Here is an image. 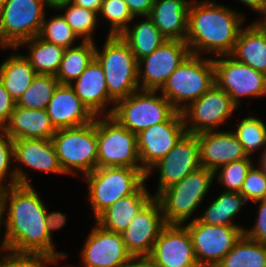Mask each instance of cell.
Wrapping results in <instances>:
<instances>
[{
	"label": "cell",
	"mask_w": 266,
	"mask_h": 267,
	"mask_svg": "<svg viewBox=\"0 0 266 267\" xmlns=\"http://www.w3.org/2000/svg\"><path fill=\"white\" fill-rule=\"evenodd\" d=\"M16 103L0 81V129L8 123Z\"/></svg>",
	"instance_id": "cell-44"
},
{
	"label": "cell",
	"mask_w": 266,
	"mask_h": 267,
	"mask_svg": "<svg viewBox=\"0 0 266 267\" xmlns=\"http://www.w3.org/2000/svg\"><path fill=\"white\" fill-rule=\"evenodd\" d=\"M98 14L110 22L108 35L111 36L121 35L135 18L124 0H104Z\"/></svg>",
	"instance_id": "cell-40"
},
{
	"label": "cell",
	"mask_w": 266,
	"mask_h": 267,
	"mask_svg": "<svg viewBox=\"0 0 266 267\" xmlns=\"http://www.w3.org/2000/svg\"><path fill=\"white\" fill-rule=\"evenodd\" d=\"M197 135L201 167L216 171L219 167L248 157L234 132L207 131Z\"/></svg>",
	"instance_id": "cell-20"
},
{
	"label": "cell",
	"mask_w": 266,
	"mask_h": 267,
	"mask_svg": "<svg viewBox=\"0 0 266 267\" xmlns=\"http://www.w3.org/2000/svg\"><path fill=\"white\" fill-rule=\"evenodd\" d=\"M214 84L213 59L190 54L173 71L160 93L176 111L182 112Z\"/></svg>",
	"instance_id": "cell-4"
},
{
	"label": "cell",
	"mask_w": 266,
	"mask_h": 267,
	"mask_svg": "<svg viewBox=\"0 0 266 267\" xmlns=\"http://www.w3.org/2000/svg\"><path fill=\"white\" fill-rule=\"evenodd\" d=\"M246 201H257L266 198V174L254 165L250 168L240 192Z\"/></svg>",
	"instance_id": "cell-42"
},
{
	"label": "cell",
	"mask_w": 266,
	"mask_h": 267,
	"mask_svg": "<svg viewBox=\"0 0 266 267\" xmlns=\"http://www.w3.org/2000/svg\"><path fill=\"white\" fill-rule=\"evenodd\" d=\"M262 153H266V142H265V149H263Z\"/></svg>",
	"instance_id": "cell-56"
},
{
	"label": "cell",
	"mask_w": 266,
	"mask_h": 267,
	"mask_svg": "<svg viewBox=\"0 0 266 267\" xmlns=\"http://www.w3.org/2000/svg\"><path fill=\"white\" fill-rule=\"evenodd\" d=\"M14 159L32 169L65 174L51 139H18L13 141Z\"/></svg>",
	"instance_id": "cell-25"
},
{
	"label": "cell",
	"mask_w": 266,
	"mask_h": 267,
	"mask_svg": "<svg viewBox=\"0 0 266 267\" xmlns=\"http://www.w3.org/2000/svg\"><path fill=\"white\" fill-rule=\"evenodd\" d=\"M75 81L69 85L94 116H101L108 104H114L108 96L105 73L95 58Z\"/></svg>",
	"instance_id": "cell-22"
},
{
	"label": "cell",
	"mask_w": 266,
	"mask_h": 267,
	"mask_svg": "<svg viewBox=\"0 0 266 267\" xmlns=\"http://www.w3.org/2000/svg\"><path fill=\"white\" fill-rule=\"evenodd\" d=\"M95 49V59L105 73L109 98L114 102L140 90L138 61L120 35H108L102 51Z\"/></svg>",
	"instance_id": "cell-3"
},
{
	"label": "cell",
	"mask_w": 266,
	"mask_h": 267,
	"mask_svg": "<svg viewBox=\"0 0 266 267\" xmlns=\"http://www.w3.org/2000/svg\"><path fill=\"white\" fill-rule=\"evenodd\" d=\"M14 160V145L13 140L0 129V189L15 185H32L27 178L22 168L16 167L10 171V164ZM10 171V172H9ZM9 174V183H3V179ZM6 185V186H5Z\"/></svg>",
	"instance_id": "cell-37"
},
{
	"label": "cell",
	"mask_w": 266,
	"mask_h": 267,
	"mask_svg": "<svg viewBox=\"0 0 266 267\" xmlns=\"http://www.w3.org/2000/svg\"><path fill=\"white\" fill-rule=\"evenodd\" d=\"M257 203L259 204V212L255 225L250 230L245 228L243 231L249 239L266 245V198L253 202V204Z\"/></svg>",
	"instance_id": "cell-43"
},
{
	"label": "cell",
	"mask_w": 266,
	"mask_h": 267,
	"mask_svg": "<svg viewBox=\"0 0 266 267\" xmlns=\"http://www.w3.org/2000/svg\"><path fill=\"white\" fill-rule=\"evenodd\" d=\"M252 162L249 156L242 160L230 162L219 167L215 171L214 176L215 178L217 176V181L222 186L224 185L226 188L224 189L225 192H240L245 177L253 166Z\"/></svg>",
	"instance_id": "cell-39"
},
{
	"label": "cell",
	"mask_w": 266,
	"mask_h": 267,
	"mask_svg": "<svg viewBox=\"0 0 266 267\" xmlns=\"http://www.w3.org/2000/svg\"><path fill=\"white\" fill-rule=\"evenodd\" d=\"M131 14L136 18L149 16L155 0H124Z\"/></svg>",
	"instance_id": "cell-45"
},
{
	"label": "cell",
	"mask_w": 266,
	"mask_h": 267,
	"mask_svg": "<svg viewBox=\"0 0 266 267\" xmlns=\"http://www.w3.org/2000/svg\"><path fill=\"white\" fill-rule=\"evenodd\" d=\"M262 25H266V17L263 18L262 20H258Z\"/></svg>",
	"instance_id": "cell-54"
},
{
	"label": "cell",
	"mask_w": 266,
	"mask_h": 267,
	"mask_svg": "<svg viewBox=\"0 0 266 267\" xmlns=\"http://www.w3.org/2000/svg\"><path fill=\"white\" fill-rule=\"evenodd\" d=\"M186 133L182 112L176 111L166 122L155 124L137 134V149L143 171L166 156Z\"/></svg>",
	"instance_id": "cell-15"
},
{
	"label": "cell",
	"mask_w": 266,
	"mask_h": 267,
	"mask_svg": "<svg viewBox=\"0 0 266 267\" xmlns=\"http://www.w3.org/2000/svg\"><path fill=\"white\" fill-rule=\"evenodd\" d=\"M200 267H216L244 234L245 227L210 225L193 219L185 225Z\"/></svg>",
	"instance_id": "cell-11"
},
{
	"label": "cell",
	"mask_w": 266,
	"mask_h": 267,
	"mask_svg": "<svg viewBox=\"0 0 266 267\" xmlns=\"http://www.w3.org/2000/svg\"><path fill=\"white\" fill-rule=\"evenodd\" d=\"M47 5L48 8H52V9H57L59 6L63 5V4H67V3H72L73 0H44Z\"/></svg>",
	"instance_id": "cell-50"
},
{
	"label": "cell",
	"mask_w": 266,
	"mask_h": 267,
	"mask_svg": "<svg viewBox=\"0 0 266 267\" xmlns=\"http://www.w3.org/2000/svg\"><path fill=\"white\" fill-rule=\"evenodd\" d=\"M233 132L249 157L259 148L265 149L266 125L261 119L249 115L237 124Z\"/></svg>",
	"instance_id": "cell-36"
},
{
	"label": "cell",
	"mask_w": 266,
	"mask_h": 267,
	"mask_svg": "<svg viewBox=\"0 0 266 267\" xmlns=\"http://www.w3.org/2000/svg\"><path fill=\"white\" fill-rule=\"evenodd\" d=\"M260 159L259 167L266 174V153H262Z\"/></svg>",
	"instance_id": "cell-52"
},
{
	"label": "cell",
	"mask_w": 266,
	"mask_h": 267,
	"mask_svg": "<svg viewBox=\"0 0 266 267\" xmlns=\"http://www.w3.org/2000/svg\"><path fill=\"white\" fill-rule=\"evenodd\" d=\"M82 44L65 49L59 69L55 75L60 84H72L95 58L96 43L81 41Z\"/></svg>",
	"instance_id": "cell-31"
},
{
	"label": "cell",
	"mask_w": 266,
	"mask_h": 267,
	"mask_svg": "<svg viewBox=\"0 0 266 267\" xmlns=\"http://www.w3.org/2000/svg\"><path fill=\"white\" fill-rule=\"evenodd\" d=\"M46 110L55 129L77 127L95 119L69 84L57 86Z\"/></svg>",
	"instance_id": "cell-21"
},
{
	"label": "cell",
	"mask_w": 266,
	"mask_h": 267,
	"mask_svg": "<svg viewBox=\"0 0 266 267\" xmlns=\"http://www.w3.org/2000/svg\"><path fill=\"white\" fill-rule=\"evenodd\" d=\"M3 213L7 214L5 236L7 250L16 253H43L57 261L66 258L55 251L46 226L47 208L33 185L1 188Z\"/></svg>",
	"instance_id": "cell-1"
},
{
	"label": "cell",
	"mask_w": 266,
	"mask_h": 267,
	"mask_svg": "<svg viewBox=\"0 0 266 267\" xmlns=\"http://www.w3.org/2000/svg\"><path fill=\"white\" fill-rule=\"evenodd\" d=\"M13 141L18 139H52L56 129L46 109H27L15 105L10 120L2 129Z\"/></svg>",
	"instance_id": "cell-23"
},
{
	"label": "cell",
	"mask_w": 266,
	"mask_h": 267,
	"mask_svg": "<svg viewBox=\"0 0 266 267\" xmlns=\"http://www.w3.org/2000/svg\"><path fill=\"white\" fill-rule=\"evenodd\" d=\"M215 84L239 107L240 98L266 96V75L237 61L231 55L213 58Z\"/></svg>",
	"instance_id": "cell-12"
},
{
	"label": "cell",
	"mask_w": 266,
	"mask_h": 267,
	"mask_svg": "<svg viewBox=\"0 0 266 267\" xmlns=\"http://www.w3.org/2000/svg\"><path fill=\"white\" fill-rule=\"evenodd\" d=\"M44 0H7L0 7L3 42L17 48L23 41L38 36L45 17Z\"/></svg>",
	"instance_id": "cell-10"
},
{
	"label": "cell",
	"mask_w": 266,
	"mask_h": 267,
	"mask_svg": "<svg viewBox=\"0 0 266 267\" xmlns=\"http://www.w3.org/2000/svg\"><path fill=\"white\" fill-rule=\"evenodd\" d=\"M158 91L138 90L116 102L104 115H111L136 135L147 128L166 122L176 110Z\"/></svg>",
	"instance_id": "cell-8"
},
{
	"label": "cell",
	"mask_w": 266,
	"mask_h": 267,
	"mask_svg": "<svg viewBox=\"0 0 266 267\" xmlns=\"http://www.w3.org/2000/svg\"><path fill=\"white\" fill-rule=\"evenodd\" d=\"M28 44L29 55H24L30 62L37 74L55 76L65 48L53 43H49L39 36H35L29 40L23 41L17 48H10L17 50L19 47Z\"/></svg>",
	"instance_id": "cell-30"
},
{
	"label": "cell",
	"mask_w": 266,
	"mask_h": 267,
	"mask_svg": "<svg viewBox=\"0 0 266 267\" xmlns=\"http://www.w3.org/2000/svg\"><path fill=\"white\" fill-rule=\"evenodd\" d=\"M102 116H96L97 167L142 168L137 135L123 127L111 115Z\"/></svg>",
	"instance_id": "cell-9"
},
{
	"label": "cell",
	"mask_w": 266,
	"mask_h": 267,
	"mask_svg": "<svg viewBox=\"0 0 266 267\" xmlns=\"http://www.w3.org/2000/svg\"><path fill=\"white\" fill-rule=\"evenodd\" d=\"M190 54V49L185 41L166 40L150 55L138 61L137 71L138 82L139 85L141 84L139 86L140 90H161L173 71ZM143 63L144 66H142Z\"/></svg>",
	"instance_id": "cell-14"
},
{
	"label": "cell",
	"mask_w": 266,
	"mask_h": 267,
	"mask_svg": "<svg viewBox=\"0 0 266 267\" xmlns=\"http://www.w3.org/2000/svg\"><path fill=\"white\" fill-rule=\"evenodd\" d=\"M201 167L197 135L185 133L170 152L154 164L146 173L150 177L152 169H159V182L156 197L161 191L181 181L189 173Z\"/></svg>",
	"instance_id": "cell-16"
},
{
	"label": "cell",
	"mask_w": 266,
	"mask_h": 267,
	"mask_svg": "<svg viewBox=\"0 0 266 267\" xmlns=\"http://www.w3.org/2000/svg\"><path fill=\"white\" fill-rule=\"evenodd\" d=\"M132 257L120 233L108 231L96 223L81 251V267H121Z\"/></svg>",
	"instance_id": "cell-19"
},
{
	"label": "cell",
	"mask_w": 266,
	"mask_h": 267,
	"mask_svg": "<svg viewBox=\"0 0 266 267\" xmlns=\"http://www.w3.org/2000/svg\"><path fill=\"white\" fill-rule=\"evenodd\" d=\"M212 2L191 0L185 42L191 54L231 55L245 18L227 6Z\"/></svg>",
	"instance_id": "cell-2"
},
{
	"label": "cell",
	"mask_w": 266,
	"mask_h": 267,
	"mask_svg": "<svg viewBox=\"0 0 266 267\" xmlns=\"http://www.w3.org/2000/svg\"><path fill=\"white\" fill-rule=\"evenodd\" d=\"M189 0H155L149 17L167 40L185 41Z\"/></svg>",
	"instance_id": "cell-24"
},
{
	"label": "cell",
	"mask_w": 266,
	"mask_h": 267,
	"mask_svg": "<svg viewBox=\"0 0 266 267\" xmlns=\"http://www.w3.org/2000/svg\"><path fill=\"white\" fill-rule=\"evenodd\" d=\"M36 75L29 60L15 52L0 65V81L15 103L20 100Z\"/></svg>",
	"instance_id": "cell-28"
},
{
	"label": "cell",
	"mask_w": 266,
	"mask_h": 267,
	"mask_svg": "<svg viewBox=\"0 0 266 267\" xmlns=\"http://www.w3.org/2000/svg\"><path fill=\"white\" fill-rule=\"evenodd\" d=\"M241 3H244L253 11L260 13L266 17V0H239Z\"/></svg>",
	"instance_id": "cell-49"
},
{
	"label": "cell",
	"mask_w": 266,
	"mask_h": 267,
	"mask_svg": "<svg viewBox=\"0 0 266 267\" xmlns=\"http://www.w3.org/2000/svg\"><path fill=\"white\" fill-rule=\"evenodd\" d=\"M231 56L266 75V28L255 21L241 29Z\"/></svg>",
	"instance_id": "cell-27"
},
{
	"label": "cell",
	"mask_w": 266,
	"mask_h": 267,
	"mask_svg": "<svg viewBox=\"0 0 266 267\" xmlns=\"http://www.w3.org/2000/svg\"><path fill=\"white\" fill-rule=\"evenodd\" d=\"M149 256L160 267H200L185 225L166 224Z\"/></svg>",
	"instance_id": "cell-18"
},
{
	"label": "cell",
	"mask_w": 266,
	"mask_h": 267,
	"mask_svg": "<svg viewBox=\"0 0 266 267\" xmlns=\"http://www.w3.org/2000/svg\"><path fill=\"white\" fill-rule=\"evenodd\" d=\"M51 140L65 174L86 175L97 168L96 116L85 125L56 129Z\"/></svg>",
	"instance_id": "cell-7"
},
{
	"label": "cell",
	"mask_w": 266,
	"mask_h": 267,
	"mask_svg": "<svg viewBox=\"0 0 266 267\" xmlns=\"http://www.w3.org/2000/svg\"><path fill=\"white\" fill-rule=\"evenodd\" d=\"M121 267H160L150 256H133Z\"/></svg>",
	"instance_id": "cell-47"
},
{
	"label": "cell",
	"mask_w": 266,
	"mask_h": 267,
	"mask_svg": "<svg viewBox=\"0 0 266 267\" xmlns=\"http://www.w3.org/2000/svg\"><path fill=\"white\" fill-rule=\"evenodd\" d=\"M6 253L0 254V267H47L58 263L55 258L43 253H16L8 250Z\"/></svg>",
	"instance_id": "cell-41"
},
{
	"label": "cell",
	"mask_w": 266,
	"mask_h": 267,
	"mask_svg": "<svg viewBox=\"0 0 266 267\" xmlns=\"http://www.w3.org/2000/svg\"><path fill=\"white\" fill-rule=\"evenodd\" d=\"M144 184L133 194L109 206L96 218V223L108 231L124 232L139 210L153 197Z\"/></svg>",
	"instance_id": "cell-26"
},
{
	"label": "cell",
	"mask_w": 266,
	"mask_h": 267,
	"mask_svg": "<svg viewBox=\"0 0 266 267\" xmlns=\"http://www.w3.org/2000/svg\"><path fill=\"white\" fill-rule=\"evenodd\" d=\"M41 39L64 47H74L73 44L78 38L77 35L70 28L65 18L61 15H57L47 21L44 17L40 33L38 35Z\"/></svg>",
	"instance_id": "cell-38"
},
{
	"label": "cell",
	"mask_w": 266,
	"mask_h": 267,
	"mask_svg": "<svg viewBox=\"0 0 266 267\" xmlns=\"http://www.w3.org/2000/svg\"><path fill=\"white\" fill-rule=\"evenodd\" d=\"M165 225L161 206L158 200L152 197L121 233L127 250L132 256H149Z\"/></svg>",
	"instance_id": "cell-17"
},
{
	"label": "cell",
	"mask_w": 266,
	"mask_h": 267,
	"mask_svg": "<svg viewBox=\"0 0 266 267\" xmlns=\"http://www.w3.org/2000/svg\"><path fill=\"white\" fill-rule=\"evenodd\" d=\"M95 219L120 198L133 194L145 181L143 168L104 167L84 175Z\"/></svg>",
	"instance_id": "cell-6"
},
{
	"label": "cell",
	"mask_w": 266,
	"mask_h": 267,
	"mask_svg": "<svg viewBox=\"0 0 266 267\" xmlns=\"http://www.w3.org/2000/svg\"><path fill=\"white\" fill-rule=\"evenodd\" d=\"M237 108L228 93L214 84L182 111L186 133L215 131Z\"/></svg>",
	"instance_id": "cell-13"
},
{
	"label": "cell",
	"mask_w": 266,
	"mask_h": 267,
	"mask_svg": "<svg viewBox=\"0 0 266 267\" xmlns=\"http://www.w3.org/2000/svg\"><path fill=\"white\" fill-rule=\"evenodd\" d=\"M214 173L200 167L155 197L166 224L184 225L187 222L203 202L215 178Z\"/></svg>",
	"instance_id": "cell-5"
},
{
	"label": "cell",
	"mask_w": 266,
	"mask_h": 267,
	"mask_svg": "<svg viewBox=\"0 0 266 267\" xmlns=\"http://www.w3.org/2000/svg\"><path fill=\"white\" fill-rule=\"evenodd\" d=\"M104 0H73L72 3L82 8L99 13Z\"/></svg>",
	"instance_id": "cell-48"
},
{
	"label": "cell",
	"mask_w": 266,
	"mask_h": 267,
	"mask_svg": "<svg viewBox=\"0 0 266 267\" xmlns=\"http://www.w3.org/2000/svg\"><path fill=\"white\" fill-rule=\"evenodd\" d=\"M66 9L62 16L73 30V32L79 38H83L82 41L94 42L93 31L97 25L98 13L82 8L73 3H67L59 6L56 10Z\"/></svg>",
	"instance_id": "cell-35"
},
{
	"label": "cell",
	"mask_w": 266,
	"mask_h": 267,
	"mask_svg": "<svg viewBox=\"0 0 266 267\" xmlns=\"http://www.w3.org/2000/svg\"><path fill=\"white\" fill-rule=\"evenodd\" d=\"M216 267H266V245L243 234Z\"/></svg>",
	"instance_id": "cell-33"
},
{
	"label": "cell",
	"mask_w": 266,
	"mask_h": 267,
	"mask_svg": "<svg viewBox=\"0 0 266 267\" xmlns=\"http://www.w3.org/2000/svg\"><path fill=\"white\" fill-rule=\"evenodd\" d=\"M59 84L55 76L37 74L16 105L33 110L46 109Z\"/></svg>",
	"instance_id": "cell-34"
},
{
	"label": "cell",
	"mask_w": 266,
	"mask_h": 267,
	"mask_svg": "<svg viewBox=\"0 0 266 267\" xmlns=\"http://www.w3.org/2000/svg\"><path fill=\"white\" fill-rule=\"evenodd\" d=\"M245 202L247 201L241 193L224 191L212 201L203 215L195 219L210 225L239 226L231 221L241 211Z\"/></svg>",
	"instance_id": "cell-32"
},
{
	"label": "cell",
	"mask_w": 266,
	"mask_h": 267,
	"mask_svg": "<svg viewBox=\"0 0 266 267\" xmlns=\"http://www.w3.org/2000/svg\"><path fill=\"white\" fill-rule=\"evenodd\" d=\"M145 20L128 27L120 36L128 44L137 61L150 55L167 39L157 29L149 16Z\"/></svg>",
	"instance_id": "cell-29"
},
{
	"label": "cell",
	"mask_w": 266,
	"mask_h": 267,
	"mask_svg": "<svg viewBox=\"0 0 266 267\" xmlns=\"http://www.w3.org/2000/svg\"><path fill=\"white\" fill-rule=\"evenodd\" d=\"M3 203H2V196H1V190H0V229H1V224H4L3 221ZM0 251L4 250L7 251V245H6V241H2L0 244ZM1 254V253H0Z\"/></svg>",
	"instance_id": "cell-51"
},
{
	"label": "cell",
	"mask_w": 266,
	"mask_h": 267,
	"mask_svg": "<svg viewBox=\"0 0 266 267\" xmlns=\"http://www.w3.org/2000/svg\"><path fill=\"white\" fill-rule=\"evenodd\" d=\"M0 48L9 49V47L3 42L1 30H0Z\"/></svg>",
	"instance_id": "cell-53"
},
{
	"label": "cell",
	"mask_w": 266,
	"mask_h": 267,
	"mask_svg": "<svg viewBox=\"0 0 266 267\" xmlns=\"http://www.w3.org/2000/svg\"><path fill=\"white\" fill-rule=\"evenodd\" d=\"M7 0H0V7L6 2Z\"/></svg>",
	"instance_id": "cell-55"
},
{
	"label": "cell",
	"mask_w": 266,
	"mask_h": 267,
	"mask_svg": "<svg viewBox=\"0 0 266 267\" xmlns=\"http://www.w3.org/2000/svg\"><path fill=\"white\" fill-rule=\"evenodd\" d=\"M46 226L52 240V230L60 229L66 222V215L61 212H46Z\"/></svg>",
	"instance_id": "cell-46"
}]
</instances>
